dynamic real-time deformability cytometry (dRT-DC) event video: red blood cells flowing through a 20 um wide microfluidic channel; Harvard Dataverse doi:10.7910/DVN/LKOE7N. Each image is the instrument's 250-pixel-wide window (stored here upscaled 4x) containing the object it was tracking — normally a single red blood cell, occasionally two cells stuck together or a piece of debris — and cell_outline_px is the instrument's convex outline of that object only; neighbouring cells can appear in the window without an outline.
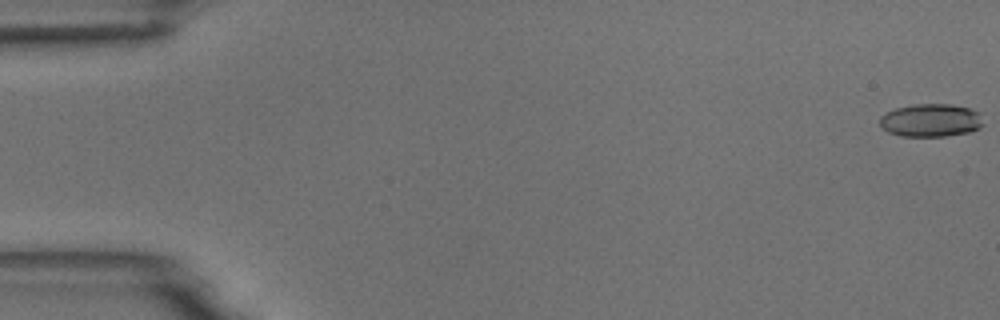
{"species": "common noctule bat (a hibernating species)", "species_latin": "Nyctalus noctula", "temperature_condition": "room temperature", "stored_images_in_passage": 7, "camera_frame_rate_fps": 3000, "um_per_image_px": 0.085, "animal": {"sex": "male", "body_mass_g": 18.8}, "frame": {"image": 1, "passage_image": 1, "time_ms": 0.0, "image_size_px": [1000, 320], "cell_outline_px": [[984, 124], [980, 128], [968, 132], [948, 136], [900, 136], [888, 132], [880, 124], [880, 116], [896, 108], [916, 104], [952, 104], [968, 108], [980, 112]], "centroid_in_image_um": [79.16, 10.23], "position_along_channel_um": 5.8, "area_um2": 19.94}}
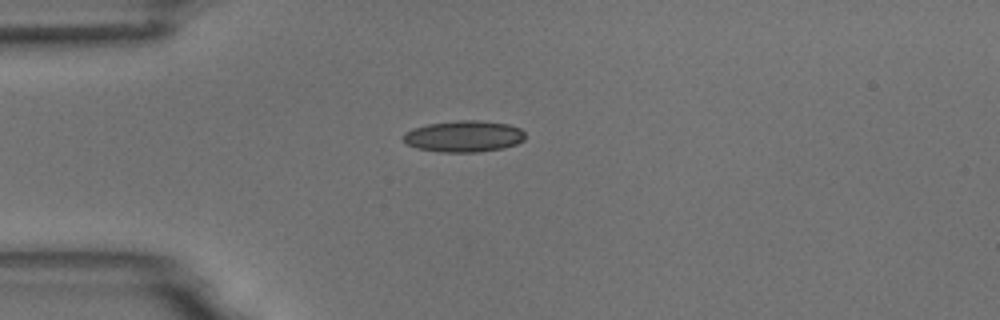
{"frame": {"image": 2, "passage_image": 5, "time_ms": 4.667, "image_size_px": [1000, 320], "cell_outline_px": [[524, 140], [516, 144], [504, 148], [476, 152], [440, 152], [416, 148], [408, 144], [400, 136], [404, 132], [412, 128], [428, 124], [456, 120], [480, 120], [508, 124], [520, 128], [524, 132]], "centroid_in_image_um": [39.4, 11.58], "position_along_channel_um": 45.6, "area_um2": 22.48}}
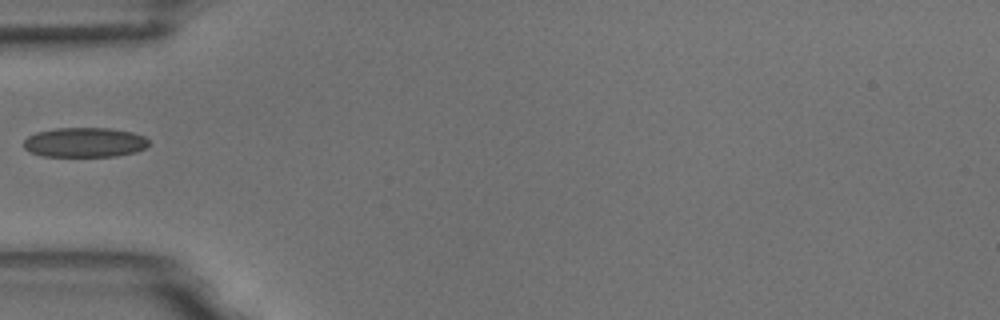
{"frame": {"image": 3, "passage_image": 6, "time_ms": 6.0, "image_size_px": [1000, 320], "cell_outline_px": [[148, 144], [144, 148], [136, 152], [116, 156], [40, 156], [24, 148], [24, 140], [28, 136], [36, 132], [56, 128], [108, 128], [132, 132], [144, 136], [148, 140]], "centroid_in_image_um": [7.19, 12.1], "position_along_channel_um": 77.8, "area_um2": 21.62}}